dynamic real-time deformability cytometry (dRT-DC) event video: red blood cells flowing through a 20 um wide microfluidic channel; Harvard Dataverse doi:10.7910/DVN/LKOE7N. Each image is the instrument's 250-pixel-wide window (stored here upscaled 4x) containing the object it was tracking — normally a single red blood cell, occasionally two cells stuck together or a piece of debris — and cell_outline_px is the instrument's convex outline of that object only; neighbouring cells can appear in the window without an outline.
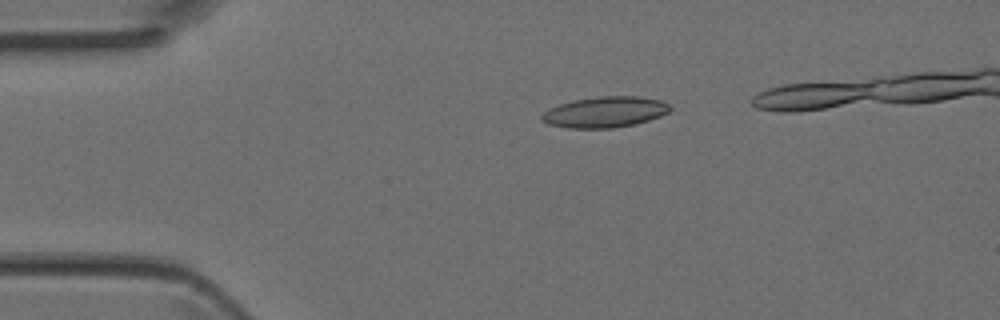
{"species": "Egyptian fruit bat (a non-hibernating species)", "species_latin": "Rousettus aegyptiacus", "temperature_condition": "room temperature", "stored_images_in_passage": 4, "camera_frame_rate_fps": 3000, "um_per_image_px": 0.085, "animal": {"sex": "female"}, "frame": {"image": 1, "passage_image": 2, "time_ms": 0.333, "image_size_px": [1000, 320], "cell_outline_px": [[672, 108], [668, 112], [660, 116], [636, 124], [612, 128], [568, 128], [548, 124], [540, 120], [540, 116], [548, 108], [560, 104], [576, 100], [596, 96], [640, 96], [660, 100], [668, 104]], "centroid_in_image_um": [51.41, 9.52], "position_along_channel_um": 33.6, "area_um2": 23.12}}